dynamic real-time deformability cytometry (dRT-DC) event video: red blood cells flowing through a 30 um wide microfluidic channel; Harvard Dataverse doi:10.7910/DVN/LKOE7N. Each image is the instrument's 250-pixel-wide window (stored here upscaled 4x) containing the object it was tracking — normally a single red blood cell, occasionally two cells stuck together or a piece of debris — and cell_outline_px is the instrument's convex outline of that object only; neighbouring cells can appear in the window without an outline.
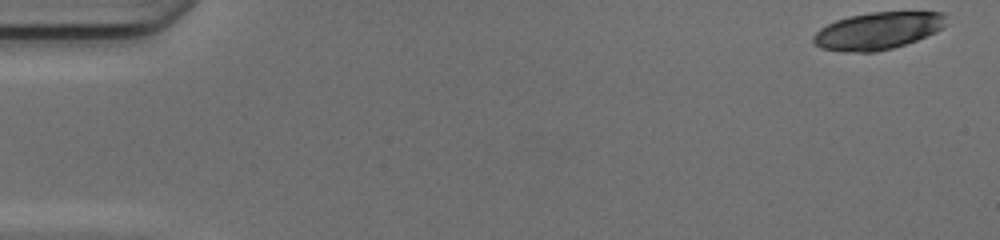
{"species": "common noctule bat (a hibernating species)", "species_latin": "Nyctalus noctula", "temperature_condition": "cold", "stored_images_in_passage": 18, "camera_frame_rate_fps": 3000, "um_per_image_px": 0.085, "animal": {"sex": "female", "body_mass_g": 17.0, "forearm_length_mm": 48.0}, "frame": {"image": 1, "passage_image": 1, "time_ms": 0.0, "image_size_px": [1000, 240], "cell_outline_px": [[948, 16], [944, 24], [936, 32], [916, 40], [892, 48], [876, 52], [844, 52], [820, 48], [812, 44], [812, 36], [820, 28], [836, 20], [848, 16], [872, 12], [944, 12]], "centroid_in_image_um": [74.57, 2.62], "position_along_channel_um": 10.4, "area_um2": 28.9}}